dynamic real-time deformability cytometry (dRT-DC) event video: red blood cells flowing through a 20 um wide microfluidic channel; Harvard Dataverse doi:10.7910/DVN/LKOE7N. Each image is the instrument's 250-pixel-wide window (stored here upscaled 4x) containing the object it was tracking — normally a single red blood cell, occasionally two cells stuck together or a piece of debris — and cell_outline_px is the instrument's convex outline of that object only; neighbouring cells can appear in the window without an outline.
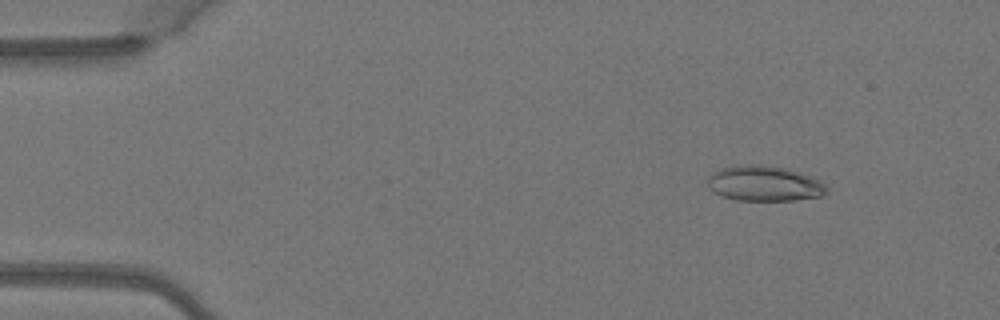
{"species": "Egyptian fruit bat (a non-hibernating species)", "species_latin": "Rousettus aegyptiacus", "temperature_condition": "warm", "stored_images_in_passage": 4, "camera_frame_rate_fps": 3000, "um_per_image_px": 0.085, "animal": {"sex": "female"}, "frame": {"image": 1, "passage_image": 2, "time_ms": 0.333, "image_size_px": [1000, 320], "cell_outline_px": [[828, 192], [820, 196], [796, 200], [736, 200], [712, 192], [708, 188], [708, 180], [712, 172], [720, 168], [736, 164], [760, 164], [780, 168], [812, 176], [820, 180], [828, 188]], "centroid_in_image_um": [64.94, 15.59], "position_along_channel_um": 20.1, "area_um2": 24.51}}